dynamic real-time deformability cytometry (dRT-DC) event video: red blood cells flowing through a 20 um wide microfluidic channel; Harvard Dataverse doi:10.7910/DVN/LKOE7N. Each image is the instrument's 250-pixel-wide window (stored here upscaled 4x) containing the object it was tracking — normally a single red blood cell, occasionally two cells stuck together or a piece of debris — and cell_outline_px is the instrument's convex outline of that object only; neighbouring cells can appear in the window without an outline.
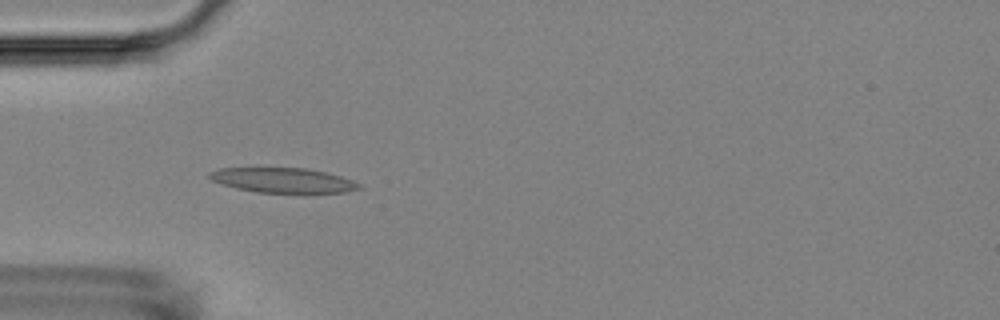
{"species": "Egyptian fruit bat (a non-hibernating species)", "species_latin": "Rousettus aegyptiacus", "temperature_condition": "room temperature", "stored_images_in_passage": 4, "camera_frame_rate_fps": 3000, "um_per_image_px": 0.085, "animal": {"sex": "female"}, "frame": {"image": 1, "passage_image": 4, "time_ms": 4.667, "image_size_px": [1000, 320], "cell_outline_px": [[364, 188], [348, 192], [300, 196], [256, 192], [236, 188], [212, 180], [208, 176], [208, 172], [220, 168], [304, 168], [324, 172], [340, 176], [352, 180], [360, 184]], "centroid_in_image_um": [24.15, 15.38], "position_along_channel_um": 60.8, "area_um2": 22.72}}